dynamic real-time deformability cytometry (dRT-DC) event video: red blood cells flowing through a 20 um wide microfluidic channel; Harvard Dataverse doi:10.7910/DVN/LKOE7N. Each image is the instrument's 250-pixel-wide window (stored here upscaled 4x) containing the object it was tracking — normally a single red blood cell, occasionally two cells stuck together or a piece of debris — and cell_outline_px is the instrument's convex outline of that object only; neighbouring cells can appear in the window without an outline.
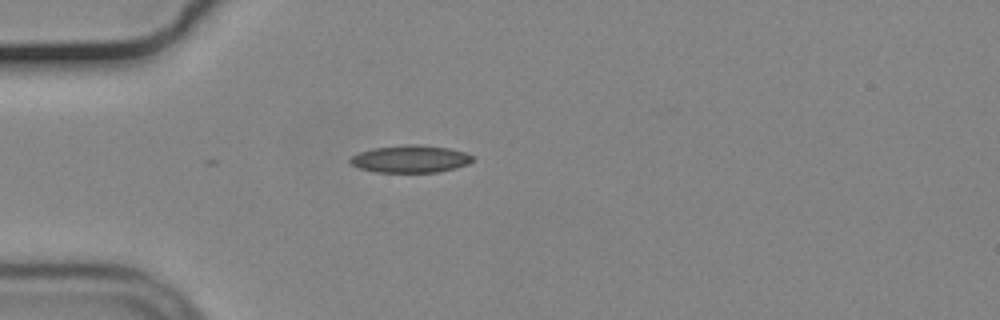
{"species": "common noctule bat (a hibernating species)", "species_latin": "Nyctalus noctula", "temperature_condition": "cold", "stored_images_in_passage": 12, "camera_frame_rate_fps": 3000, "um_per_image_px": 0.085, "animal": {"sex": "male", "body_mass_g": 19.2, "forearm_length_mm": 51.8}, "frame": {"image": 1, "passage_image": 1, "time_ms": 0.0, "image_size_px": [1000, 320], "cell_outline_px": [[476, 156], [468, 164], [456, 168], [440, 172], [376, 172], [360, 168], [352, 164], [348, 160], [352, 156], [360, 152], [372, 148], [408, 144], [416, 144], [448, 148], [464, 152]], "centroid_in_image_um": [34.91, 13.51], "position_along_channel_um": 50.1, "area_um2": 19.54}}
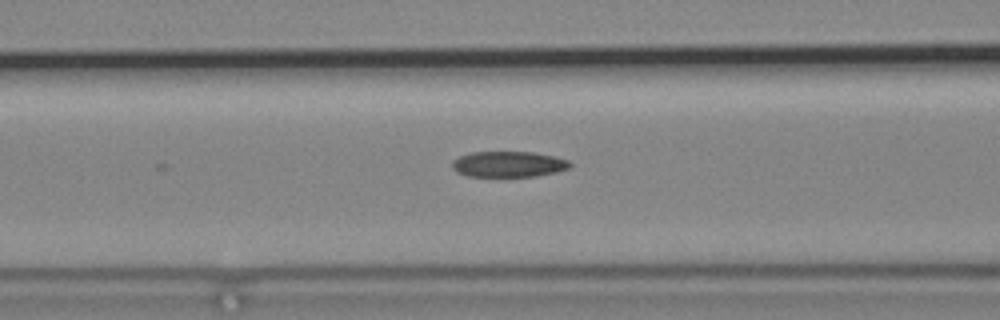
{"frame": {"image": 2, "passage_image": 8, "time_ms": 2.333, "image_size_px": [1000, 320], "cell_outline_px": [[572, 164], [568, 168], [556, 172], [536, 176], [468, 176], [456, 172], [452, 168], [452, 160], [460, 156], [472, 152], [532, 152], [552, 156], [568, 160]], "centroid_in_image_um": [43.19, 13.95], "position_along_channel_um": 123.4, "area_um2": 17.57}}
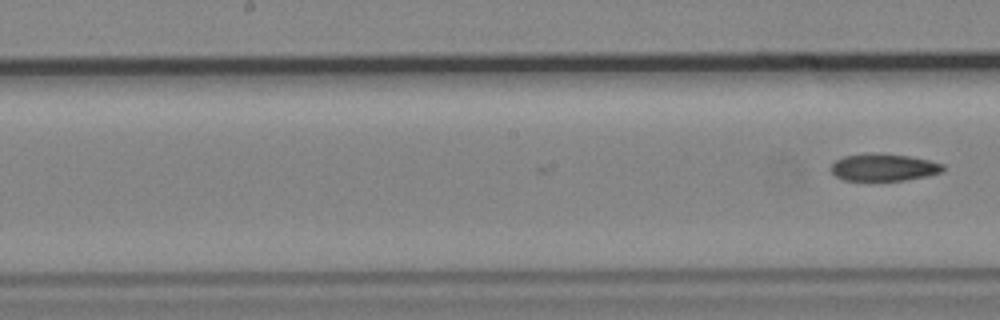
{"frame": {"image": 3, "passage_image": 12, "time_ms": 3.667, "image_size_px": [1000, 320], "cell_outline_px": [[944, 168], [940, 172], [924, 176], [904, 180], [844, 180], [836, 176], [828, 168], [836, 160], [844, 156], [876, 152], [908, 156], [928, 160], [944, 164]], "centroid_in_image_um": [75.06, 14.21], "position_along_channel_um": 173.1, "area_um2": 17.63}}